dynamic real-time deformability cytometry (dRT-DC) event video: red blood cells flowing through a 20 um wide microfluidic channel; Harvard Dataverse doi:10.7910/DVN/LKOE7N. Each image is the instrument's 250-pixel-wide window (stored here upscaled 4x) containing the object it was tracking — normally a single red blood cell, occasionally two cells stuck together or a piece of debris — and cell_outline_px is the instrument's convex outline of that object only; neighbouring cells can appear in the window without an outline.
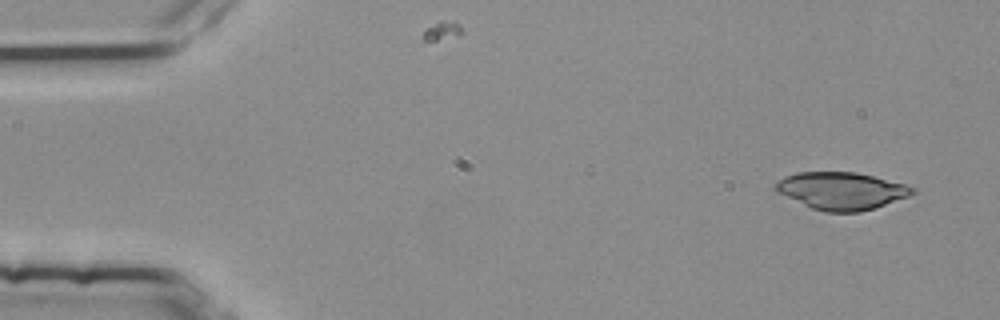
{"species": "common noctule bat (a hibernating species)", "species_latin": "Nyctalus noctula", "temperature_condition": "room temperature", "stored_images_in_passage": 4, "camera_frame_rate_fps": 3000, "um_per_image_px": 0.085, "animal": {"sex": "female", "body_mass_g": 25.1}, "frame": {"image": 1, "passage_image": 1, "time_ms": 0.0, "image_size_px": [1000, 320], "cell_outline_px": [[916, 192], [908, 196], [860, 212], [824, 212], [812, 208], [776, 192], [772, 188], [776, 180], [784, 176], [796, 172], [856, 172], [904, 184], [916, 188]], "centroid_in_image_um": [71.45, 16.21], "position_along_channel_um": 13.6, "area_um2": 29.71}}